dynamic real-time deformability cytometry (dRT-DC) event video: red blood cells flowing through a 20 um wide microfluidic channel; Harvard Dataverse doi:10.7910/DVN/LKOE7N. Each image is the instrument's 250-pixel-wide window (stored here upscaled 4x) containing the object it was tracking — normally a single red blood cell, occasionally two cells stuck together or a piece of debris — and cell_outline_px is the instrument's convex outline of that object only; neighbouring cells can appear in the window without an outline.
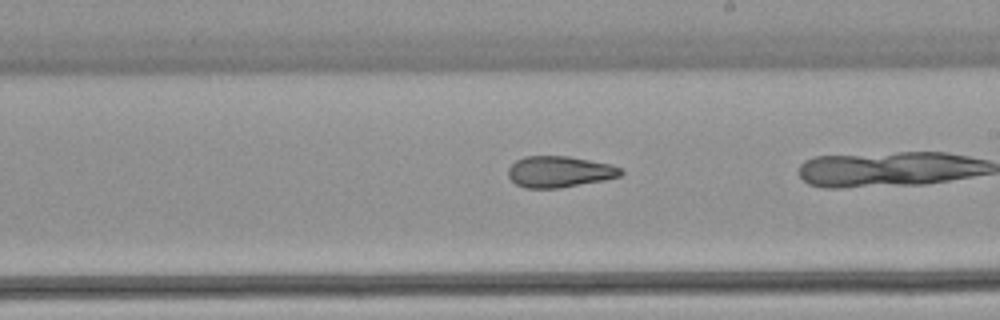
{"species": "common noctule bat (a hibernating species)", "species_latin": "Nyctalus noctula", "temperature_condition": "warm", "stored_images_in_passage": 37, "camera_frame_rate_fps": 3000, "um_per_image_px": 0.085, "animal": {"sex": "female", "body_mass_g": 22.7, "forearm_length_mm": 54.2}, "frame": {"image": 1, "passage_image": 27, "time_ms": 8.667, "image_size_px": [1000, 320], "cell_outline_px": [[624, 172], [620, 176], [604, 180], [560, 188], [524, 188], [516, 184], [508, 176], [508, 168], [516, 160], [524, 156], [568, 156], [612, 164], [624, 168]], "centroid_in_image_um": [47.58, 14.59], "position_along_channel_um": 241.4, "area_um2": 20.69}}